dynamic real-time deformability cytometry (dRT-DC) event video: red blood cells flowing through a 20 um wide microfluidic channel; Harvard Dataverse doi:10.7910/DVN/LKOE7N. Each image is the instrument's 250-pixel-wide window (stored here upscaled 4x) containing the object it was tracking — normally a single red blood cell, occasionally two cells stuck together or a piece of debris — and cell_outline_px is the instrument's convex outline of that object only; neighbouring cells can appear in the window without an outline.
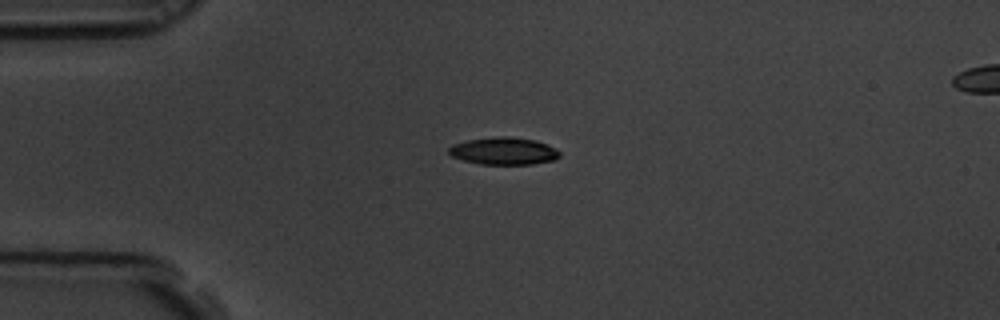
{"species": "common noctule bat (a hibernating species)", "species_latin": "Nyctalus noctula", "temperature_condition": "room temperature", "stored_images_in_passage": 3, "camera_frame_rate_fps": 3000, "um_per_image_px": 0.085, "animal": {"sex": "male", "body_mass_g": 19.5, "forearm_length_mm": 54.6}, "frame": {"image": 1, "passage_image": 1, "time_ms": 0.0, "image_size_px": [1000, 320], "cell_outline_px": [[560, 156], [556, 160], [532, 164], [480, 164], [464, 160], [452, 156], [448, 152], [448, 148], [452, 144], [468, 140], [500, 136], [508, 136], [536, 140], [548, 144], [556, 148], [560, 152]], "centroid_in_image_um": [42.85, 12.83], "position_along_channel_um": 42.1, "area_um2": 17.74}}